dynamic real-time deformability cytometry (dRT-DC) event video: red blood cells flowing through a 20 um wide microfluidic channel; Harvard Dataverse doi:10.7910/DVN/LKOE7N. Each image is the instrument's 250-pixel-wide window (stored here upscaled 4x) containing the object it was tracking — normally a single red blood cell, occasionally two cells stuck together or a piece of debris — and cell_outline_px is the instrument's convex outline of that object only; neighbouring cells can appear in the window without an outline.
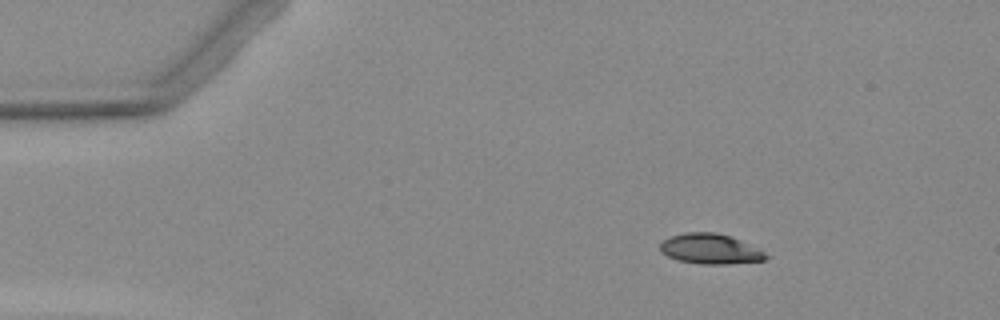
{"species": "Egyptian fruit bat (a non-hibernating species)", "species_latin": "Rousettus aegyptiacus", "temperature_condition": "warm", "stored_images_in_passage": 2, "camera_frame_rate_fps": 3000, "um_per_image_px": 0.085, "animal": {"sex": "female"}, "frame": {"image": 1, "passage_image": 1, "time_ms": 0.0, "image_size_px": [1000, 320], "cell_outline_px": [[772, 256], [764, 260], [728, 264], [700, 264], [676, 260], [660, 252], [660, 244], [664, 240], [672, 236], [684, 232], [716, 232], [740, 240]], "centroid_in_image_um": [60.36, 21.17], "position_along_channel_um": 24.6, "area_um2": 18.55}}